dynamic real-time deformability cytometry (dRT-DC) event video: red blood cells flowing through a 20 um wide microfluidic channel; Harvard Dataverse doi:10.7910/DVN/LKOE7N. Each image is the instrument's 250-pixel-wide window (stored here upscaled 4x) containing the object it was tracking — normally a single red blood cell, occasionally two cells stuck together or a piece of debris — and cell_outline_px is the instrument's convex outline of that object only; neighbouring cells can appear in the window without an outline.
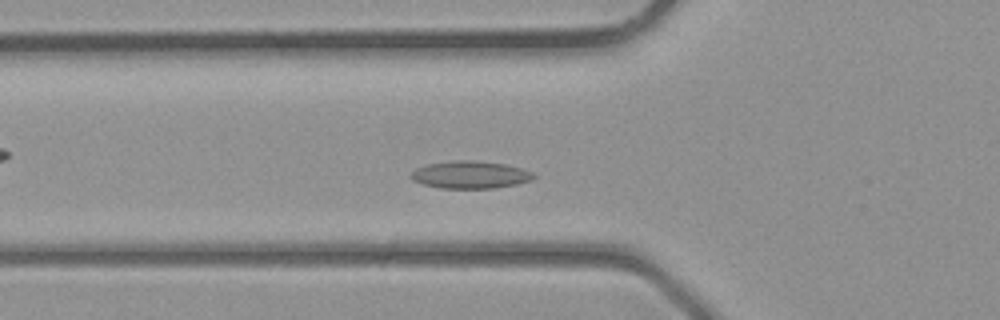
{"species": "common noctule bat (a hibernating species)", "species_latin": "Nyctalus noctula", "temperature_condition": "room temperature", "stored_images_in_passage": 29, "camera_frame_rate_fps": 3000, "um_per_image_px": 0.085, "animal": {"sex": "male", "body_mass_g": 23.1, "forearm_length_mm": 52.7}, "frame": {"image": 1, "passage_image": 10, "time_ms": 3.0, "image_size_px": [1000, 320], "cell_outline_px": [[536, 176], [532, 180], [516, 184], [496, 188], [440, 188], [424, 184], [412, 180], [408, 176], [416, 168], [428, 164], [460, 160], [472, 160], [504, 164], [520, 168], [532, 172]], "centroid_in_image_um": [39.96, 14.86], "position_along_channel_um": 85.8, "area_um2": 19.48}}
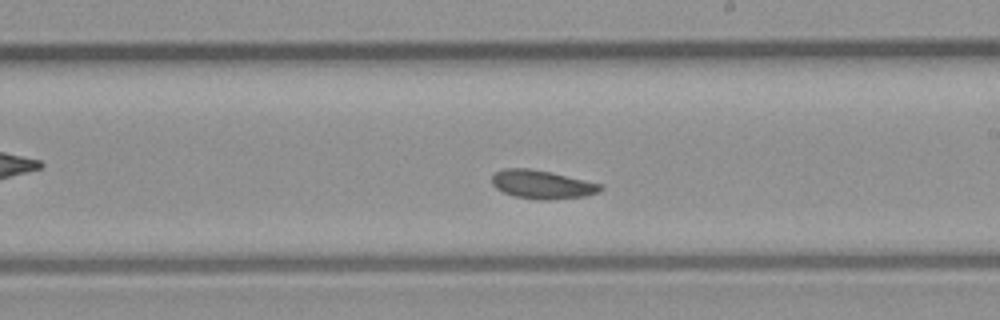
{"frame": {"image": 2, "passage_image": 19, "time_ms": 6.0, "image_size_px": [1000, 320], "cell_outline_px": [[604, 188], [600, 192], [584, 196], [548, 200], [536, 200], [512, 196], [496, 188], [492, 184], [492, 176], [496, 172], [504, 168], [528, 168], [552, 172], [604, 184]], "centroid_in_image_um": [46.11, 15.68], "position_along_channel_um": 242.9, "area_um2": 18.32}}
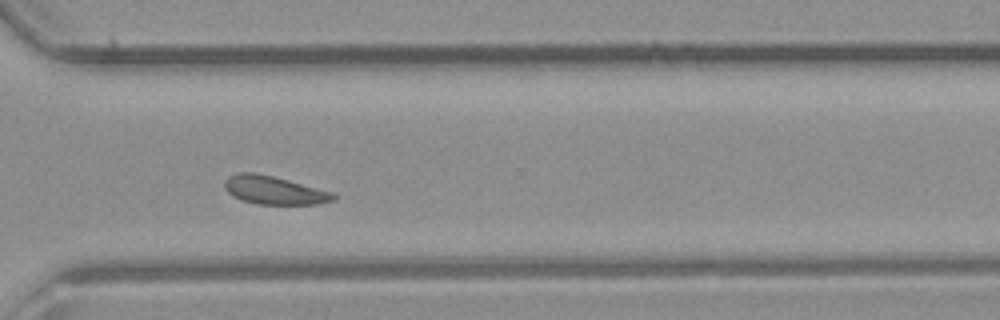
{"frame": {"image": 3, "passage_image": 25, "time_ms": 8.0, "image_size_px": [1000, 320], "cell_outline_px": [[336, 200], [316, 204], [256, 204], [232, 196], [224, 188], [224, 180], [228, 176], [236, 172], [256, 172], [288, 180], [332, 192], [336, 196]], "centroid_in_image_um": [23.26, 16.16], "position_along_channel_um": 347.3, "area_um2": 17.92}}